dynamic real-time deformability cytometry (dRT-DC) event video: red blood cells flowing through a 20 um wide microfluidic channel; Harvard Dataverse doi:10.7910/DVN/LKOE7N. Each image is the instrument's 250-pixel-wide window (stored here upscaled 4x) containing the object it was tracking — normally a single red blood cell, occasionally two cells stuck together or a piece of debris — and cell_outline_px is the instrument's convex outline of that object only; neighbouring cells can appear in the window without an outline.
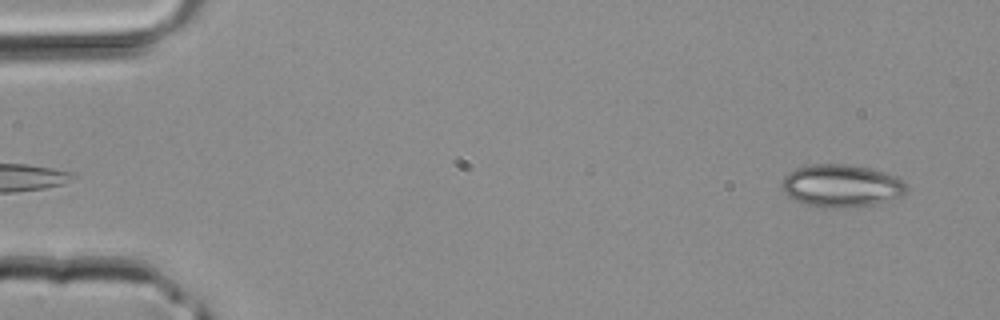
{"species": "common noctule bat (a hibernating species)", "species_latin": "Nyctalus noctula", "temperature_condition": "room temperature", "stored_images_in_passage": 40, "camera_frame_rate_fps": 3000, "um_per_image_px": 0.085, "animal": {"sex": "male", "body_mass_g": 20.4}, "frame": {"image": 1, "passage_image": 1, "time_ms": 0.0, "image_size_px": [1000, 320], "cell_outline_px": [[904, 196], [876, 204], [844, 208], [824, 208], [804, 204], [788, 196], [780, 188], [780, 184], [784, 176], [788, 172], [796, 168], [812, 164], [848, 164], [868, 168], [884, 172], [896, 176], [904, 184]], "centroid_in_image_um": [71.46, 15.8], "position_along_channel_um": 13.5, "area_um2": 31.1}}
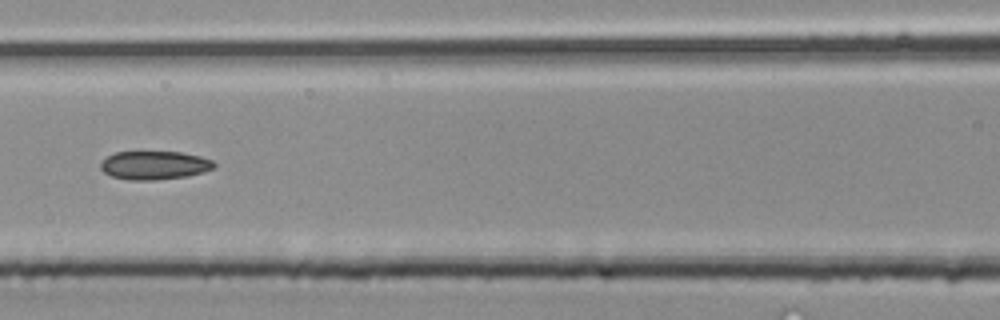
{"frame": {"image": 2, "passage_image": 17, "time_ms": 5.333, "image_size_px": [1000, 320], "cell_outline_px": [[216, 168], [204, 172], [188, 176], [156, 180], [128, 180], [112, 176], [104, 172], [100, 168], [100, 160], [116, 152], [180, 152], [200, 156], [212, 160], [216, 164]], "centroid_in_image_um": [13.14, 14.05], "position_along_channel_um": 153.5, "area_um2": 19.02}}
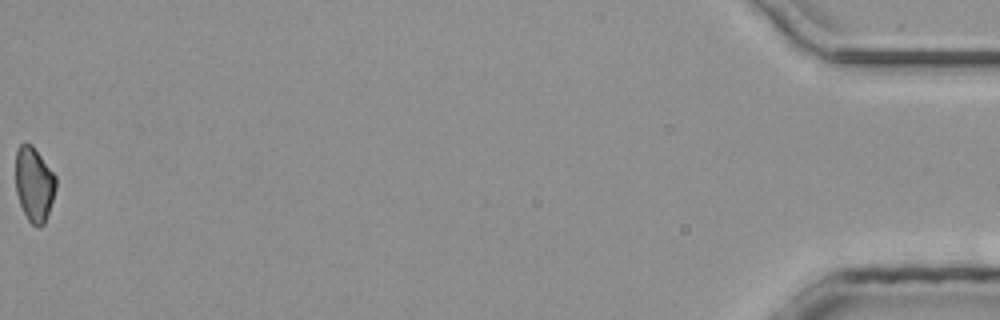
{"frame": {"image": 3, "passage_image": 40, "time_ms": 13.0, "image_size_px": [1000, 320], "cell_outline_px": [[56, 188], [44, 224], [40, 228], [36, 228], [28, 220], [20, 204], [16, 192], [16, 148], [24, 140], [32, 144], [56, 176]], "centroid_in_image_um": [2.89, 15.63], "position_along_channel_um": 432.3, "area_um2": 17.63}}